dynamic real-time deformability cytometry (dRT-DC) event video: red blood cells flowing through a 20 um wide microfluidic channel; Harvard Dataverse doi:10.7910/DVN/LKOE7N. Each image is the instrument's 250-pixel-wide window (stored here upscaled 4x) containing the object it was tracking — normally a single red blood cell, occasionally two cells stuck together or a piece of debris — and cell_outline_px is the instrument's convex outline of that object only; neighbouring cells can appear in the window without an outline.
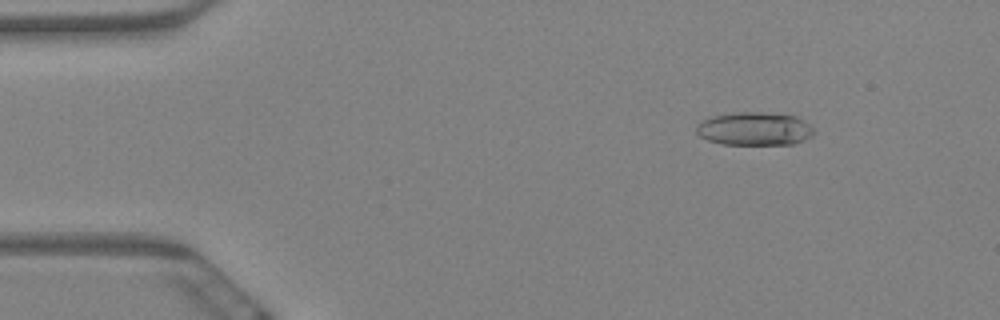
{"species": "Egyptian fruit bat (a non-hibernating species)", "species_latin": "Rousettus aegyptiacus", "temperature_condition": "warm", "stored_images_in_passage": 6, "camera_frame_rate_fps": 3000, "um_per_image_px": 0.085, "animal": {"sex": "female"}, "frame": {"image": 1, "passage_image": 3, "time_ms": 0.667, "image_size_px": [1000, 320], "cell_outline_px": [[816, 132], [812, 136], [804, 140], [792, 144], [720, 144], [708, 140], [700, 136], [696, 132], [696, 124], [712, 116], [740, 112], [756, 112], [796, 116], [804, 120]], "centroid_in_image_um": [64.13, 10.95], "position_along_channel_um": 20.9, "area_um2": 22.66}}
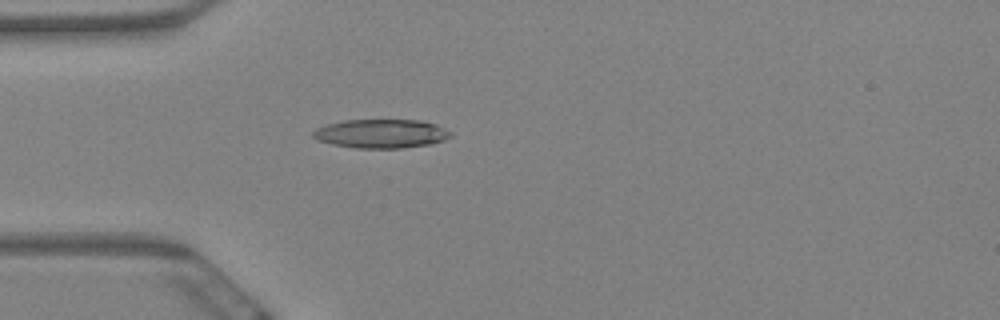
{"frame": {"image": 2, "passage_image": 6, "time_ms": 1.667, "image_size_px": [1000, 320], "cell_outline_px": [[452, 136], [444, 140], [432, 144], [400, 148], [356, 148], [332, 144], [316, 140], [312, 136], [312, 132], [316, 128], [328, 124], [344, 120], [420, 120], [436, 124], [452, 132]], "centroid_in_image_um": [32.4, 11.36], "position_along_channel_um": 52.6, "area_um2": 23.24}}